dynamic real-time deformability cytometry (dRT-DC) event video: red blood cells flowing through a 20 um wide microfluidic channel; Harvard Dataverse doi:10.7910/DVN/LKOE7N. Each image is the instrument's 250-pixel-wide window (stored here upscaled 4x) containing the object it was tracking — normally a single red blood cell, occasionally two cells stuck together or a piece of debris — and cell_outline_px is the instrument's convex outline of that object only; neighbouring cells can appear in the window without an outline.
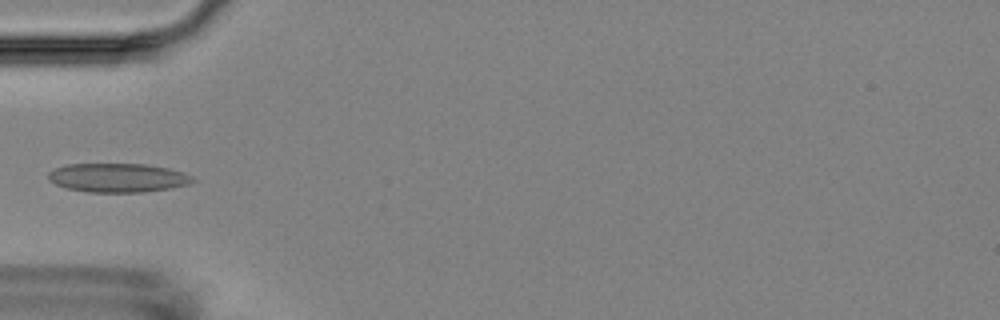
{"species": "Egyptian fruit bat (a non-hibernating species)", "species_latin": "Rousettus aegyptiacus", "temperature_condition": "room temperature", "stored_images_in_passage": 5, "camera_frame_rate_fps": 3000, "um_per_image_px": 0.085, "animal": {"sex": "female"}, "frame": {"image": 1, "passage_image": 4, "time_ms": 4.333, "image_size_px": [1000, 320], "cell_outline_px": [[196, 180], [192, 184], [172, 188], [144, 192], [88, 192], [64, 188], [48, 180], [48, 172], [56, 168], [68, 164], [144, 164], [168, 168], [192, 176]], "centroid_in_image_um": [10.02, 15.12], "position_along_channel_um": 75.0, "area_um2": 24.45}}